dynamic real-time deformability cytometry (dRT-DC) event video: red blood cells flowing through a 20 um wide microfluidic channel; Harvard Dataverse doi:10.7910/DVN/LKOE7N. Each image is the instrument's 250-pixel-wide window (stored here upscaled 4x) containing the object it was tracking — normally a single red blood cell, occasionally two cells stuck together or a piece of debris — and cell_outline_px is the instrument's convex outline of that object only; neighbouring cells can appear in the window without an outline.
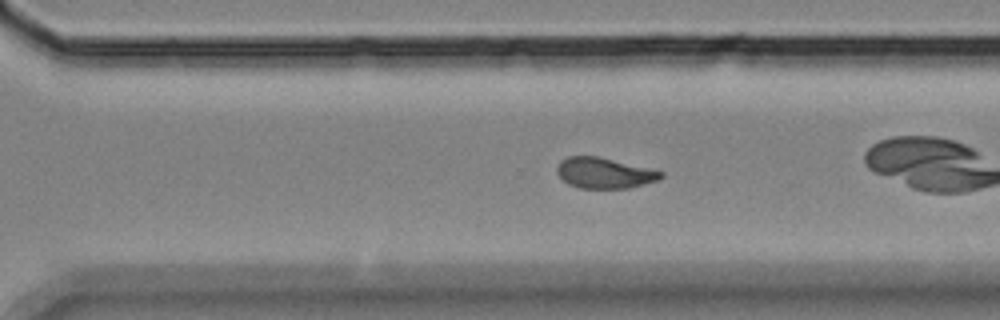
{"species": "Egyptian fruit bat (a non-hibernating species)", "species_latin": "Rousettus aegyptiacus", "temperature_condition": "room temperature", "stored_images_in_passage": 43, "camera_frame_rate_fps": 3000, "um_per_image_px": 0.085, "animal": {"sex": "female"}, "frame": {"image": 1, "passage_image": 37, "time_ms": 12.0, "image_size_px": [1000, 320], "cell_outline_px": [[664, 176], [656, 180], [628, 188], [580, 188], [568, 184], [556, 172], [556, 168], [560, 160], [568, 156], [596, 156], [664, 172]], "centroid_in_image_um": [51.31, 14.7], "position_along_channel_um": 319.3, "area_um2": 18.26}}